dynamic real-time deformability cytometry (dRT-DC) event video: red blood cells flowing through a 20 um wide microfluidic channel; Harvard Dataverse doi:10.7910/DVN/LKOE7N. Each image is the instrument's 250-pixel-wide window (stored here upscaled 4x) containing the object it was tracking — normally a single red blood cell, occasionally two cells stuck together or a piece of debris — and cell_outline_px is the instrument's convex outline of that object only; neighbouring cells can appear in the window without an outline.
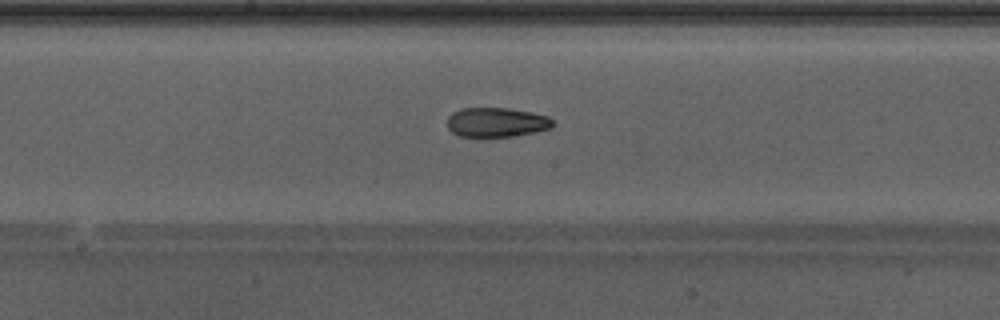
{"species": "Egyptian fruit bat (a non-hibernating species)", "species_latin": "Rousettus aegyptiacus", "temperature_condition": "warm", "stored_images_in_passage": 32, "camera_frame_rate_fps": 3000, "um_per_image_px": 0.085, "animal": {"sex": "male"}, "frame": {"image": 1, "passage_image": 10, "time_ms": 3.0, "image_size_px": [1000, 320], "cell_outline_px": [[552, 128], [536, 132], [512, 136], [460, 136], [452, 132], [448, 128], [448, 116], [452, 112], [460, 108], [508, 108], [532, 112], [548, 116], [552, 120]], "centroid_in_image_um": [42.2, 10.38], "position_along_channel_um": 206.0, "area_um2": 18.09}}